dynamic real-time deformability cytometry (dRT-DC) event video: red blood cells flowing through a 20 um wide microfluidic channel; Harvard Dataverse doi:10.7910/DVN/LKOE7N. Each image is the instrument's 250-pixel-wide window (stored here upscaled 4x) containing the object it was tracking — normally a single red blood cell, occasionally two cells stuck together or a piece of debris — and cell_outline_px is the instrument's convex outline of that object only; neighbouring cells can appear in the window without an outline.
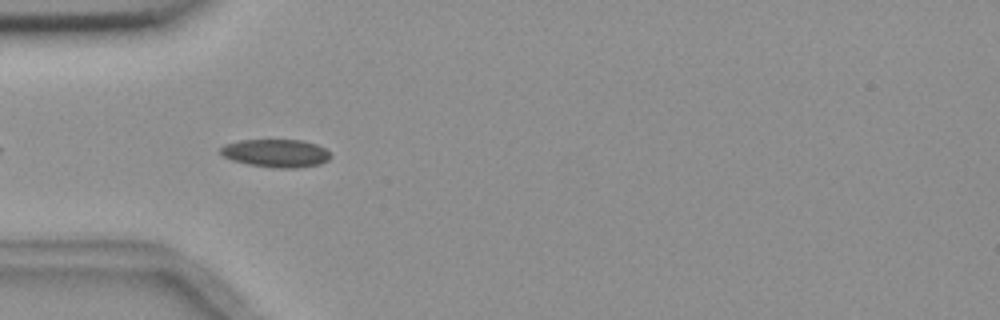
{"species": "common noctule bat (a hibernating species)", "species_latin": "Nyctalus noctula", "temperature_condition": "room temperature", "stored_images_in_passage": 5, "camera_frame_rate_fps": 3000, "um_per_image_px": 0.085, "animal": {"sex": "female", "body_mass_g": 18.4}, "frame": {"image": 1, "passage_image": 5, "time_ms": 5.0, "image_size_px": [1000, 320], "cell_outline_px": [[332, 156], [328, 160], [320, 164], [296, 168], [272, 168], [248, 164], [232, 160], [224, 156], [220, 152], [220, 148], [224, 144], [240, 140], [304, 140], [316, 144], [324, 148]], "centroid_in_image_um": [23.46, 13.02], "position_along_channel_um": 61.5, "area_um2": 18.03}}